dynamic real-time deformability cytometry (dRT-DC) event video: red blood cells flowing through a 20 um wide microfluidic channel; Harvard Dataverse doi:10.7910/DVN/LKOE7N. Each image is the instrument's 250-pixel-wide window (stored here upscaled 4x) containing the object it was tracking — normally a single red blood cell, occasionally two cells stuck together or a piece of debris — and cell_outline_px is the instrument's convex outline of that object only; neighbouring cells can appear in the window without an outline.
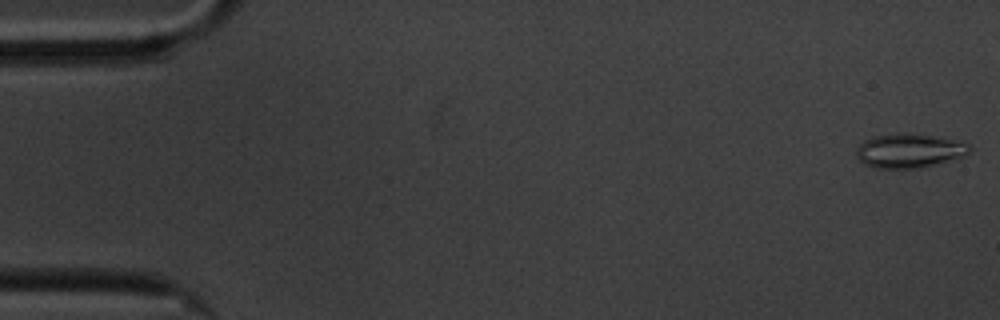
{"species": "common noctule bat (a hibernating species)", "species_latin": "Nyctalus noctula", "temperature_condition": "cold", "stored_images_in_passage": 59, "camera_frame_rate_fps": 3000, "um_per_image_px": 0.085, "animal": {"sex": "male", "body_mass_g": 20.1, "forearm_length_mm": 53.5}, "frame": {"image": 1, "passage_image": 1, "time_ms": 0.0, "image_size_px": [1000, 320], "cell_outline_px": [[972, 148], [964, 156], [920, 168], [876, 168], [864, 164], [856, 156], [856, 148], [864, 140], [872, 136], [900, 132], [904, 132], [932, 136], [952, 140], [968, 144]], "centroid_in_image_um": [77.23, 12.8], "position_along_channel_um": 7.8, "area_um2": 22.43}}
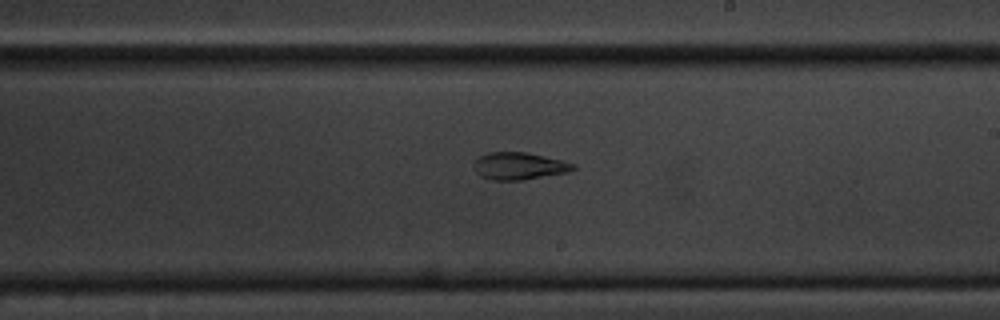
{"frame": {"image": 2, "passage_image": 34, "time_ms": 11.0, "image_size_px": [1000, 320], "cell_outline_px": [[576, 168], [568, 172], [524, 180], [492, 180], [480, 176], [476, 172], [472, 164], [480, 156], [488, 152], [528, 152], [576, 164]], "centroid_in_image_um": [44.11, 14.11], "position_along_channel_um": 244.9, "area_um2": 15.84}}
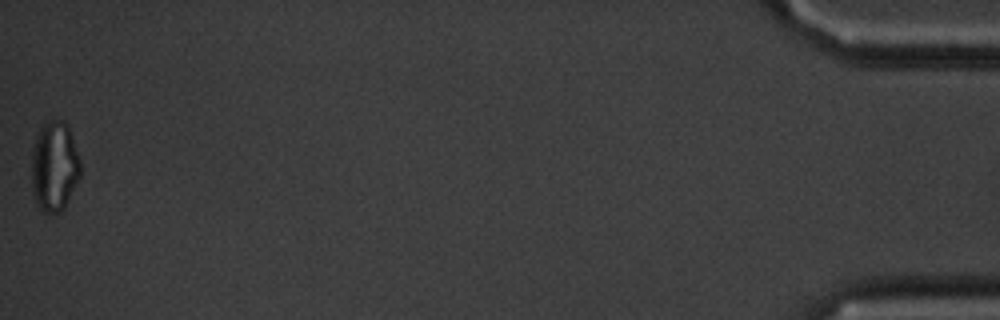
{"frame": {"image": 3, "passage_image": 59, "time_ms": 19.333, "image_size_px": [1000, 320], "cell_outline_px": [[80, 176], [64, 208], [56, 216], [44, 212], [36, 204], [32, 192], [32, 152], [36, 136], [40, 128], [44, 124], [52, 120], [64, 120], [68, 124], [80, 160]], "centroid_in_image_um": [4.62, 14.17], "position_along_channel_um": 430.6, "area_um2": 25.84}, "authors_computed_cell_mechanics": {"area_um2": 18.7272, "velocity_mm_per_s": 3.3795, "shape_relaxation_time_tau1_ms": null, "shape_relaxation_time_tau2_ms": 4.2975, "deformation_change_tau1": null, "deformation_change_tau2": 0.1143}}